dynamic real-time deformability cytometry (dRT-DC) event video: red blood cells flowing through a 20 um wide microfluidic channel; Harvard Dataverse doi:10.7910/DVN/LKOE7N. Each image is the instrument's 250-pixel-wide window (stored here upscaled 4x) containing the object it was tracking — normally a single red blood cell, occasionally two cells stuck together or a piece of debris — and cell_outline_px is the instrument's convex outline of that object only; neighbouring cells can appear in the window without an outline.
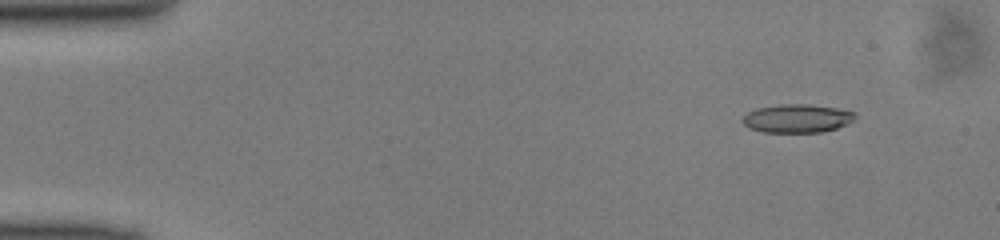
{"species": "common noctule bat (a hibernating species)", "species_latin": "Nyctalus noctula", "temperature_condition": "cold", "stored_images_in_passage": 49, "camera_frame_rate_fps": 3000, "um_per_image_px": 0.085, "animal": {"sex": "male", "body_mass_g": 13.0, "forearm_length_mm": 53.1}, "frame": {"image": 1, "passage_image": 5, "time_ms": 1.333, "image_size_px": [1000, 240], "cell_outline_px": [[856, 116], [852, 120], [836, 128], [820, 132], [764, 132], [748, 128], [740, 120], [748, 112], [756, 108], [780, 104], [808, 104], [836, 108], [852, 112]], "centroid_in_image_um": [67.68, 10.06], "position_along_channel_um": 17.3, "area_um2": 18.44}}
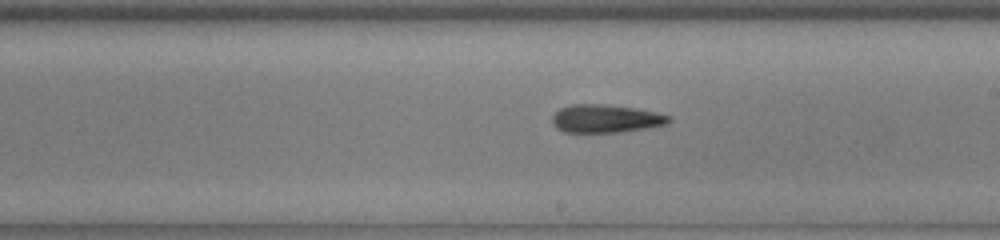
{"frame": {"image": 2, "passage_image": 28, "time_ms": 9.0, "image_size_px": [1000, 240], "cell_outline_px": [[672, 120], [668, 124], [620, 132], [564, 132], [556, 128], [552, 124], [552, 116], [560, 108], [572, 104], [600, 104], [636, 108], [668, 116]], "centroid_in_image_um": [51.43, 10.09], "position_along_channel_um": 237.6, "area_um2": 18.9}}
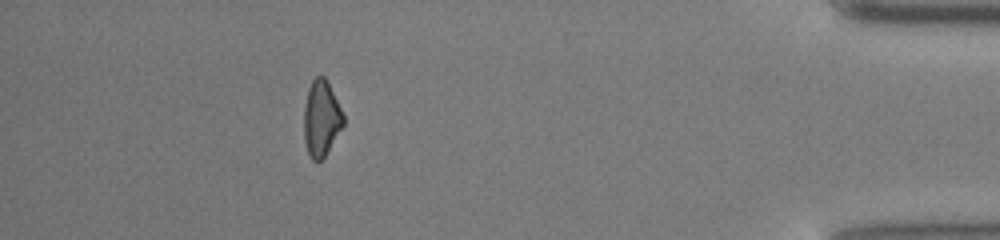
{"frame": {"image": 3, "passage_image": 44, "time_ms": 14.333, "image_size_px": [1000, 240], "cell_outline_px": [[344, 124], [324, 156], [320, 160], [312, 160], [308, 152], [304, 140], [304, 108], [308, 88], [312, 80], [316, 76], [324, 76], [344, 116]], "centroid_in_image_um": [27.29, 10.06], "position_along_channel_um": 407.9, "area_um2": 16.99}}